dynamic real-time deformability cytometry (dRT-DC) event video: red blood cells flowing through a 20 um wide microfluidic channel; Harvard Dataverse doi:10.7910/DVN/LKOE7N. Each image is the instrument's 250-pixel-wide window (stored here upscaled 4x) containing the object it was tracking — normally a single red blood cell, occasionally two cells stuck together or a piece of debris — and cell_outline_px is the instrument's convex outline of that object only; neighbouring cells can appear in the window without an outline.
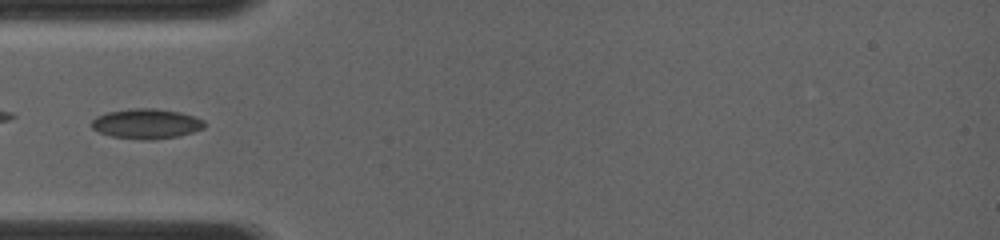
{"species": "common noctule bat (a hibernating species)", "species_latin": "Nyctalus noctula", "temperature_condition": "room temperature", "stored_images_in_passage": 22, "camera_frame_rate_fps": 4000, "um_per_image_px": 0.085, "animal": {"sex": "female", "body_mass_g": 19.0, "forearm_length_mm": 56.7}, "frame": {"image": 1, "passage_image": 2, "time_ms": 0.5, "image_size_px": [1000, 240], "cell_outline_px": [[204, 128], [180, 136], [152, 140], [140, 140], [112, 136], [100, 132], [92, 128], [92, 120], [96, 116], [108, 112], [136, 108], [152, 108], [180, 112], [204, 120]], "centroid_in_image_um": [12.45, 10.53], "position_along_channel_um": 72.6, "area_um2": 19.59}}
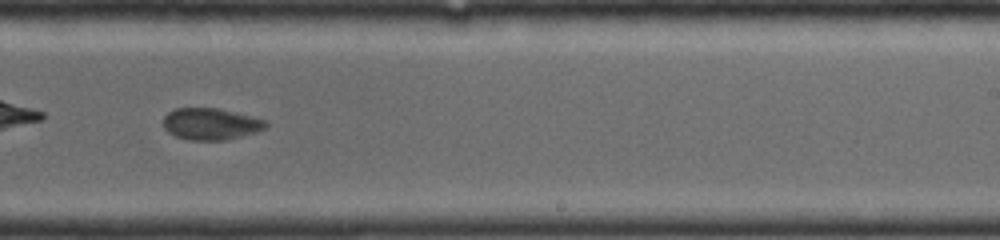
{"frame": {"image": 2, "passage_image": 12, "time_ms": 5.0, "image_size_px": [1000, 240], "cell_outline_px": [[268, 124], [264, 128], [256, 132], [224, 140], [192, 140], [176, 136], [168, 132], [164, 128], [164, 116], [168, 112], [176, 108], [216, 108], [264, 120]], "centroid_in_image_um": [17.86, 10.54], "position_along_channel_um": 271.1, "area_um2": 18.5}}
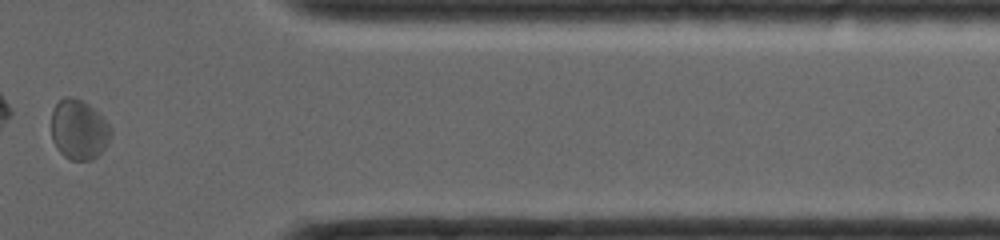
{"frame": {"image": 3, "passage_image": 20, "time_ms": 8.25, "image_size_px": [1000, 240], "cell_outline_px": [[112, 132], [104, 148], [92, 160], [72, 160], [64, 156], [56, 148], [52, 140], [52, 108], [64, 96], [72, 96], [88, 104], [100, 112], [104, 116], [112, 128]], "centroid_in_image_um": [6.71, 10.99], "position_along_channel_um": 404.7, "area_um2": 20.98}}